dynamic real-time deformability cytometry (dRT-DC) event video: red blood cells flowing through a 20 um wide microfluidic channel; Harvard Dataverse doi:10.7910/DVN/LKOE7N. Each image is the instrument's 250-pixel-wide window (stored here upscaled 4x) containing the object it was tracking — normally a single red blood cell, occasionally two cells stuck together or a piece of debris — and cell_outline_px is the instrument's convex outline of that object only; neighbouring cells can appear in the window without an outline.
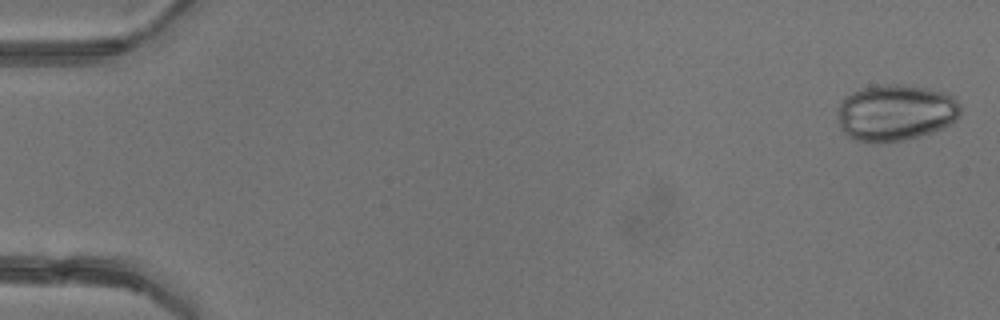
{"species": "common noctule bat (a hibernating species)", "species_latin": "Nyctalus noctula", "temperature_condition": "warm", "stored_images_in_passage": 4, "camera_frame_rate_fps": 3000, "um_per_image_px": 0.085, "animal": {"sex": "female"}, "frame": {"image": 1, "passage_image": 1, "time_ms": 0.0, "image_size_px": [1000, 320], "cell_outline_px": [[960, 116], [956, 120], [932, 132], [904, 140], [852, 140], [840, 128], [836, 108], [844, 96], [860, 88], [884, 84], [904, 84], [928, 88], [948, 92], [960, 104]], "centroid_in_image_um": [76.11, 9.52], "position_along_channel_um": 8.9, "area_um2": 40.4}}